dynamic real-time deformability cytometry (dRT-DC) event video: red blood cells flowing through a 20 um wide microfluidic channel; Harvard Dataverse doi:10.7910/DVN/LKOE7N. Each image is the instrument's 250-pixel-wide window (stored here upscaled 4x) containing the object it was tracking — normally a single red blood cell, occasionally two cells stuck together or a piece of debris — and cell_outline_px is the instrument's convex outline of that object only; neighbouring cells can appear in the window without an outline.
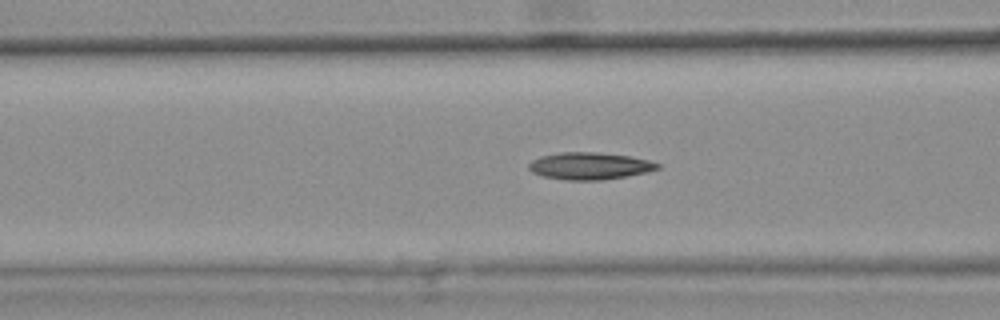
{"species": "common noctule bat (a hibernating species)", "species_latin": "Nyctalus noctula", "temperature_condition": "warm", "stored_images_in_passage": 45, "camera_frame_rate_fps": 3000, "um_per_image_px": 0.085, "animal": {"sex": "female", "body_mass_g": 25.1}, "frame": {"image": 1, "passage_image": 20, "time_ms": 6.333, "image_size_px": [1000, 320], "cell_outline_px": [[660, 168], [648, 172], [628, 176], [604, 180], [564, 180], [544, 176], [532, 172], [528, 168], [528, 164], [532, 160], [540, 156], [560, 152], [596, 152], [628, 156], [648, 160], [660, 164]], "centroid_in_image_um": [50.12, 14.11], "position_along_channel_um": 116.5, "area_um2": 20.4}, "authors_computed_cell_mechanics": {"area_um2": 19.7676, "velocity_mm_per_s": 3.8084, "shape_relaxation_time_tau1_ms": null, "shape_relaxation_time_tau2_ms": 6.7293, "deformation_change_tau1": null, "deformation_change_tau2": 0.1588}}